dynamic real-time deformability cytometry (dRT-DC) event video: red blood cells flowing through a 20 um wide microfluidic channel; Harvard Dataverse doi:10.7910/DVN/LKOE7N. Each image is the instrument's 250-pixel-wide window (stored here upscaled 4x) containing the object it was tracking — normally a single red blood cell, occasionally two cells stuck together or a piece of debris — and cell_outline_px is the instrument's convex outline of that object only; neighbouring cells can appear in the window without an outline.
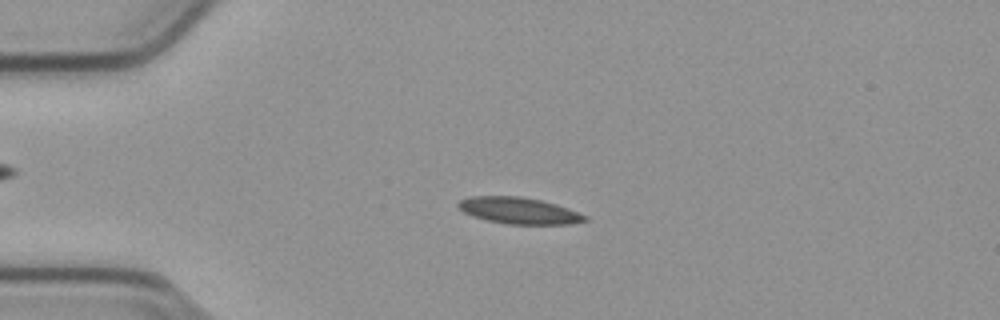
{"species": "common noctule bat (a hibernating species)", "species_latin": "Nyctalus noctula", "temperature_condition": "cold", "stored_images_in_passage": 46, "camera_frame_rate_fps": 3000, "um_per_image_px": 0.085, "animal": {"sex": "male", "body_mass_g": 23.1, "forearm_length_mm": 52.7}, "frame": {"image": 1, "passage_image": 5, "time_ms": 1.333, "image_size_px": [1000, 320], "cell_outline_px": [[588, 220], [568, 224], [508, 224], [488, 220], [472, 216], [464, 212], [456, 204], [460, 200], [472, 196], [524, 196], [556, 204], [568, 208], [588, 216]], "centroid_in_image_um": [44.12, 17.9], "position_along_channel_um": 40.9, "area_um2": 19.48}}
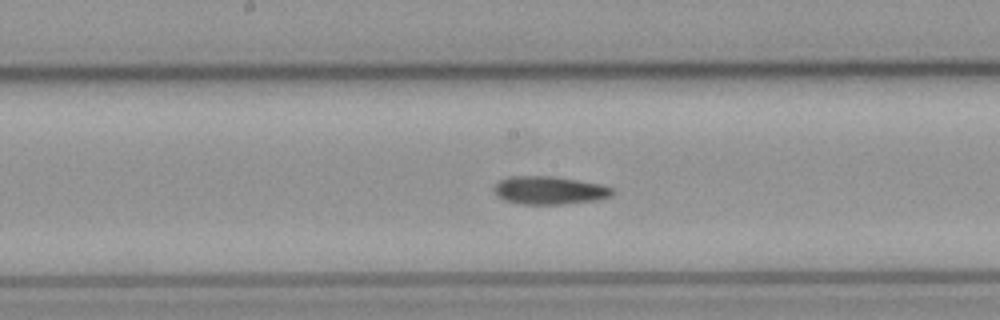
{"frame": {"image": 2, "passage_image": 20, "time_ms": 6.333, "image_size_px": [1000, 320], "cell_outline_px": [[616, 192], [612, 196], [600, 200], [564, 204], [520, 204], [504, 200], [496, 196], [492, 188], [500, 180], [508, 176], [552, 176], [604, 184], [616, 188]], "centroid_in_image_um": [46.76, 16.18], "position_along_channel_um": 201.4, "area_um2": 19.88}}
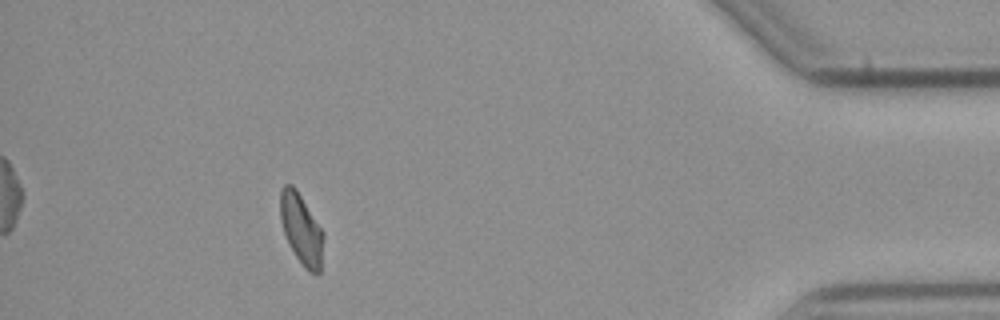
{"frame": {"image": 3, "passage_image": 41, "time_ms": 13.333, "image_size_px": [1000, 320], "cell_outline_px": [[324, 240], [320, 272], [308, 272], [304, 268], [288, 244], [280, 220], [280, 192], [284, 184], [292, 184], [296, 188], [324, 232]], "centroid_in_image_um": [25.61, 19.47], "position_along_channel_um": 409.6, "area_um2": 17.86}}